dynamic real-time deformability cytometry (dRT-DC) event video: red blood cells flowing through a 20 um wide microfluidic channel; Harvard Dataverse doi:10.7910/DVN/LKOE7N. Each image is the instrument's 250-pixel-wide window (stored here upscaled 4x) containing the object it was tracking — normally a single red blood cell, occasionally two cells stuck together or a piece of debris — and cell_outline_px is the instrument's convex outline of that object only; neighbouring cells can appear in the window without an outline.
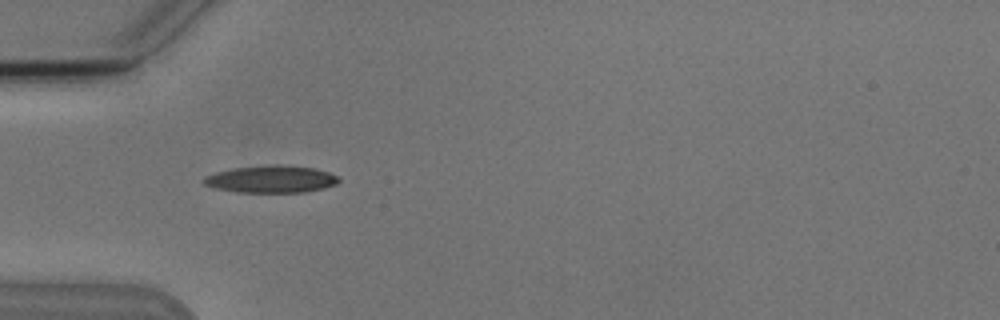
{"species": "Egyptian fruit bat (a non-hibernating species)", "species_latin": "Rousettus aegyptiacus", "temperature_condition": "cold", "stored_images_in_passage": 5, "camera_frame_rate_fps": 3000, "um_per_image_px": 0.085, "animal": {"sex": "male"}, "frame": {"image": 1, "passage_image": 4, "time_ms": 4.333, "image_size_px": [1000, 320], "cell_outline_px": [[340, 180], [336, 184], [324, 188], [304, 192], [236, 192], [212, 188], [204, 184], [200, 180], [204, 176], [216, 172], [236, 168], [272, 164], [276, 164], [312, 168], [328, 172], [336, 176]], "centroid_in_image_um": [22.99, 15.23], "position_along_channel_um": 62.0, "area_um2": 21.39}}